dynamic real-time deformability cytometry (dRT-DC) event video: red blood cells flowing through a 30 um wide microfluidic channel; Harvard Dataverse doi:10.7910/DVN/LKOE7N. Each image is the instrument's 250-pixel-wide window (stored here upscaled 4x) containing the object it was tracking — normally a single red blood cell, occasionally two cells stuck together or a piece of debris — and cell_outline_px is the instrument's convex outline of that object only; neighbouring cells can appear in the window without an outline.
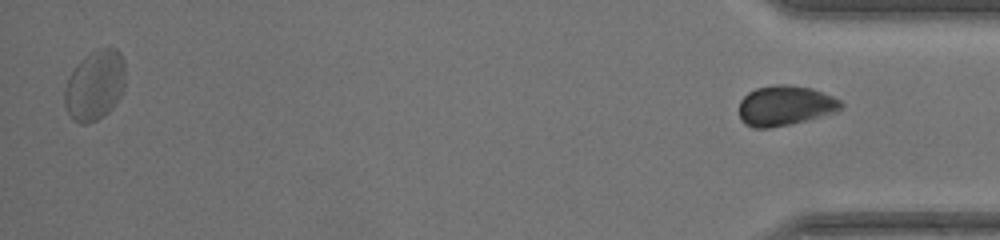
{"species": "common noctule bat (a hibernating species)", "species_latin": "Nyctalus noctula", "temperature_condition": "warm", "stored_images_in_passage": 45, "segment_of_instrument_passage": [2, 2], "camera_frame_rate_fps": 3000, "um_per_image_px": 0.085, "animal": {"sex": "female", "body_mass_g": 17.0, "forearm_length_mm": 48.0}, "frame": {"image": 1, "passage_image": 45, "time_ms": 14.667, "image_size_px": [1000, 240], "cell_outline_px": [[844, 104], [840, 108], [832, 112], [804, 120], [788, 124], [768, 128], [752, 128], [744, 124], [740, 116], [740, 100], [748, 92], [756, 88], [776, 84], [784, 84], [812, 88], [832, 96], [840, 100]], "centroid_in_image_um": [66.69, 8.96], "position_along_channel_um": 368.5, "area_um2": 23.41}}